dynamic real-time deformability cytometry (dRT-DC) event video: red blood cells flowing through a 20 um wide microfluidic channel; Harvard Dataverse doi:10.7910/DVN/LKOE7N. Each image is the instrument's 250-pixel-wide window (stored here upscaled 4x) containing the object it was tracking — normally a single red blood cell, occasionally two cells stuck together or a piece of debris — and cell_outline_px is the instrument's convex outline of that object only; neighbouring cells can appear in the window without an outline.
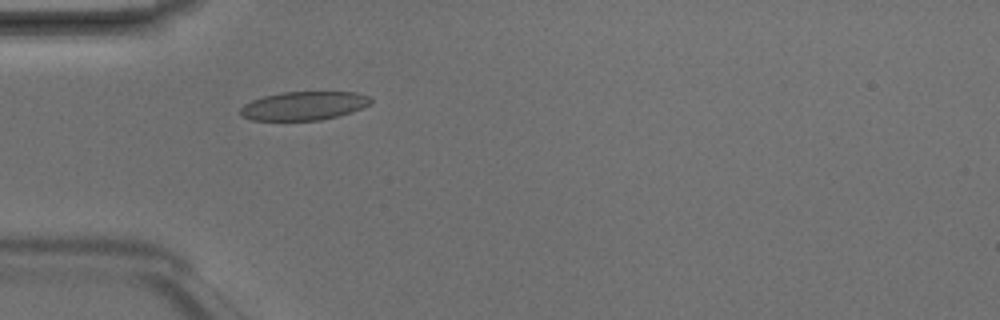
{"species": "Egyptian fruit bat (a non-hibernating species)", "species_latin": "Rousettus aegyptiacus", "temperature_condition": "room temperature", "stored_images_in_passage": 4, "camera_frame_rate_fps": 3000, "um_per_image_px": 0.085, "animal": {"sex": "male"}, "frame": {"image": 1, "passage_image": 4, "time_ms": 1.0, "image_size_px": [1000, 320], "cell_outline_px": [[372, 100], [368, 104], [352, 112], [320, 120], [252, 120], [240, 116], [240, 108], [244, 104], [252, 100], [264, 96], [284, 92], [356, 92], [368, 96]], "centroid_in_image_um": [25.78, 8.99], "position_along_channel_um": 59.2, "area_um2": 21.56}}